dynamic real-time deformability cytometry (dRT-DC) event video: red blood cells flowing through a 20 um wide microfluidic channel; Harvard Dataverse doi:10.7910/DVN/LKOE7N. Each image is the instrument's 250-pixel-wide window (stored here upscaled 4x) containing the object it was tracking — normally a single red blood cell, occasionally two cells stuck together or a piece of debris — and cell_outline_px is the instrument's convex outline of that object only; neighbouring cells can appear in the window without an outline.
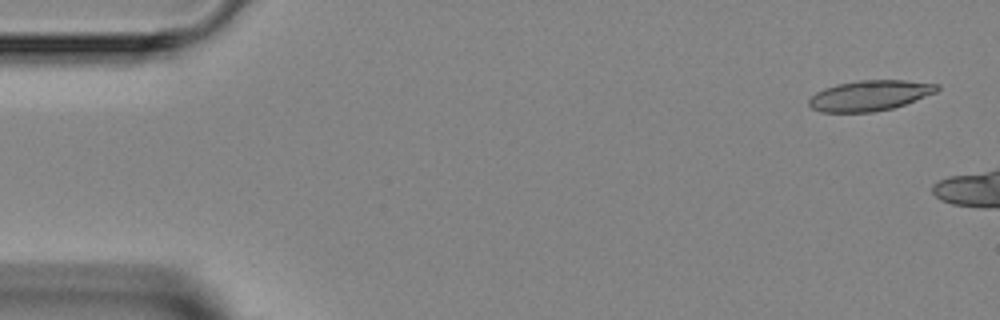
{"species": "Egyptian fruit bat (a non-hibernating species)", "species_latin": "Rousettus aegyptiacus", "temperature_condition": "room temperature", "stored_images_in_passage": 7, "camera_frame_rate_fps": 3000, "um_per_image_px": 0.085, "animal": {"sex": "female"}, "frame": {"image": 1, "passage_image": 1, "time_ms": 0.0, "image_size_px": [1000, 320], "cell_outline_px": [[940, 88], [936, 92], [904, 104], [892, 108], [872, 112], [820, 112], [812, 108], [808, 104], [808, 100], [816, 92], [824, 88], [836, 84], [856, 80], [904, 80], [940, 84]], "centroid_in_image_um": [73.91, 8.11], "position_along_channel_um": 11.1, "area_um2": 22.72}}
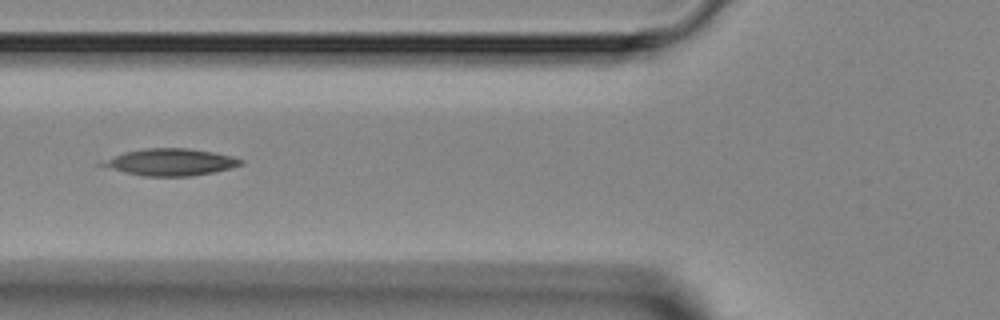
{"frame": {"image": 2, "passage_image": 6, "time_ms": 7.333, "image_size_px": [1000, 320], "cell_outline_px": [[244, 164], [212, 172], [188, 176], [144, 176], [124, 172], [96, 164], [100, 160], [124, 152], [144, 148], [188, 148], [212, 152], [232, 156], [244, 160]], "centroid_in_image_um": [14.43, 13.77], "position_along_channel_um": 111.4, "area_um2": 21.68}}
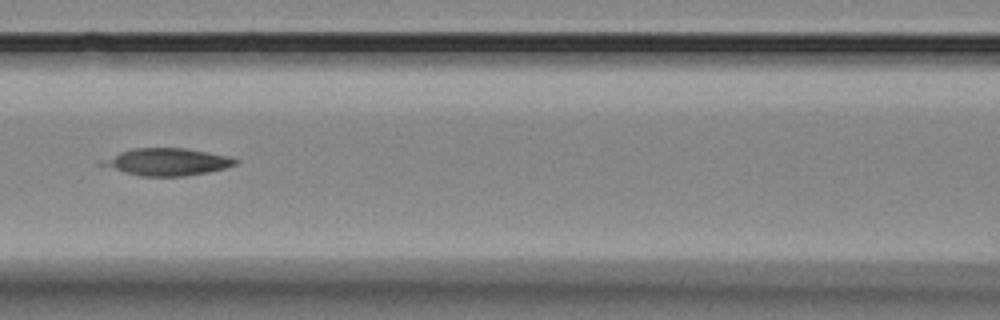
{"frame": {"image": 3, "passage_image": 7, "time_ms": 8.333, "image_size_px": [1000, 320], "cell_outline_px": [[240, 160], [236, 164], [224, 168], [208, 172], [184, 176], [140, 176], [124, 172], [100, 164], [120, 152], [136, 148], [184, 148], [208, 152], [228, 156]], "centroid_in_image_um": [14.29, 13.76], "position_along_channel_um": 152.3, "area_um2": 20.63}}